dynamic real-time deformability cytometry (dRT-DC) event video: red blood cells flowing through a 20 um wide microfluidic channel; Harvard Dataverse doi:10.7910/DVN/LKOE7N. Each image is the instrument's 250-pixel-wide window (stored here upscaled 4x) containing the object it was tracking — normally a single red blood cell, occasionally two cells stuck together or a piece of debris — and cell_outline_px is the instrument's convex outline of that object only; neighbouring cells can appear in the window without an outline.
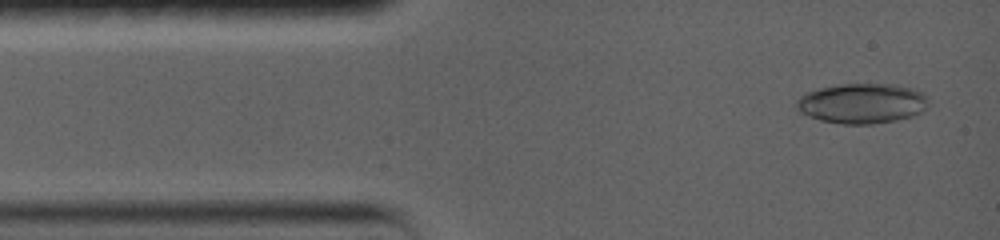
{"species": "common noctule bat (a hibernating species)", "species_latin": "Nyctalus noctula", "temperature_condition": "warm", "stored_images_in_passage": 41, "segment_of_instrument_passage": [1, 2], "camera_frame_rate_fps": 5000, "um_per_image_px": 0.085, "animal": {"sex": "female", "body_mass_g": 19.0, "forearm_length_mm": 56.7}, "frame": {"image": 1, "passage_image": 2, "time_ms": 0.6, "image_size_px": [1000, 240], "cell_outline_px": [[928, 104], [920, 112], [912, 116], [896, 120], [872, 124], [844, 124], [820, 120], [808, 116], [800, 112], [796, 108], [796, 100], [800, 96], [808, 92], [820, 88], [840, 84], [892, 84], [912, 88], [920, 92], [928, 100]], "centroid_in_image_um": [73.24, 8.79], "position_along_channel_um": 11.8, "area_um2": 30.63}}
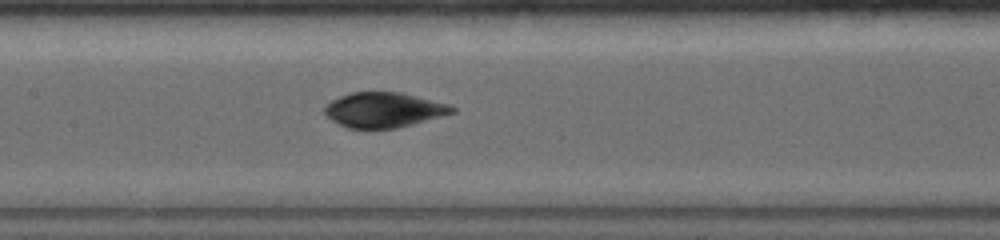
{"frame": {"image": 2, "passage_image": 18, "time_ms": 6.6, "image_size_px": [1000, 240], "cell_outline_px": [[456, 112], [412, 124], [396, 128], [348, 128], [332, 120], [324, 112], [324, 108], [332, 100], [340, 96], [352, 92], [400, 92], [448, 104], [456, 108]], "centroid_in_image_um": [32.63, 9.34], "position_along_channel_um": 174.8, "area_um2": 25.66}}
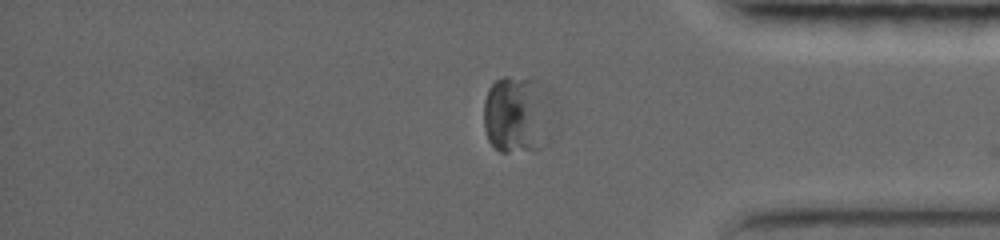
{"frame": {"image": 3, "passage_image": 33, "time_ms": 12.8, "image_size_px": [1000, 240], "cell_outline_px": [[552, 140], [548, 144], [540, 148], [508, 152], [500, 152], [488, 140], [484, 128], [484, 100], [488, 88], [496, 80], [504, 76], [532, 76], [540, 84]], "centroid_in_image_um": [43.87, 9.75], "position_along_channel_um": 391.3, "area_um2": 30.75}}